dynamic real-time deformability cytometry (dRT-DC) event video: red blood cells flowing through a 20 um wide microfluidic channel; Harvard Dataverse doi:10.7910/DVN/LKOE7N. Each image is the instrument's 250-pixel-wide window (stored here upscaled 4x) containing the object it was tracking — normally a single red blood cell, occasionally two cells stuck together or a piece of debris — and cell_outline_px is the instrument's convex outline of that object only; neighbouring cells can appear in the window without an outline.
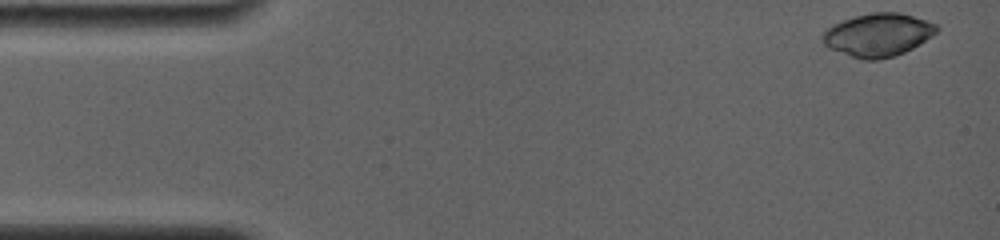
{"species": "common noctule bat (a hibernating species)", "species_latin": "Nyctalus noctula", "temperature_condition": "room temperature", "stored_images_in_passage": 18, "camera_frame_rate_fps": 4000, "um_per_image_px": 0.085, "animal": {"sex": "female", "body_mass_g": 19.0, "forearm_length_mm": 56.7}, "frame": {"image": 1, "passage_image": 1, "time_ms": 0.0, "image_size_px": [1000, 240], "cell_outline_px": [[940, 28], [932, 36], [912, 48], [896, 56], [876, 60], [860, 60], [828, 48], [824, 44], [824, 32], [832, 24], [856, 16], [872, 12], [900, 12], [936, 24]], "centroid_in_image_um": [74.63, 2.98], "position_along_channel_um": 10.4, "area_um2": 28.5}}
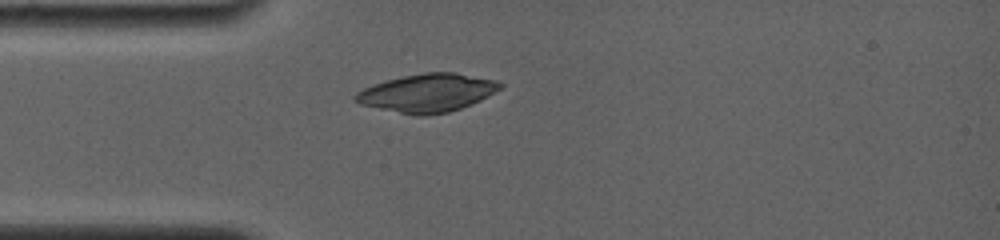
{"frame": {"image": 2, "passage_image": 16, "time_ms": 3.75, "image_size_px": [1000, 240], "cell_outline_px": [[504, 84], [500, 88], [488, 96], [472, 104], [448, 112], [424, 116], [416, 116], [360, 104], [352, 100], [352, 96], [356, 92], [372, 84], [384, 80], [424, 72], [456, 72], [496, 80]], "centroid_in_image_um": [36.3, 7.89], "position_along_channel_um": 48.7, "area_um2": 32.31}}